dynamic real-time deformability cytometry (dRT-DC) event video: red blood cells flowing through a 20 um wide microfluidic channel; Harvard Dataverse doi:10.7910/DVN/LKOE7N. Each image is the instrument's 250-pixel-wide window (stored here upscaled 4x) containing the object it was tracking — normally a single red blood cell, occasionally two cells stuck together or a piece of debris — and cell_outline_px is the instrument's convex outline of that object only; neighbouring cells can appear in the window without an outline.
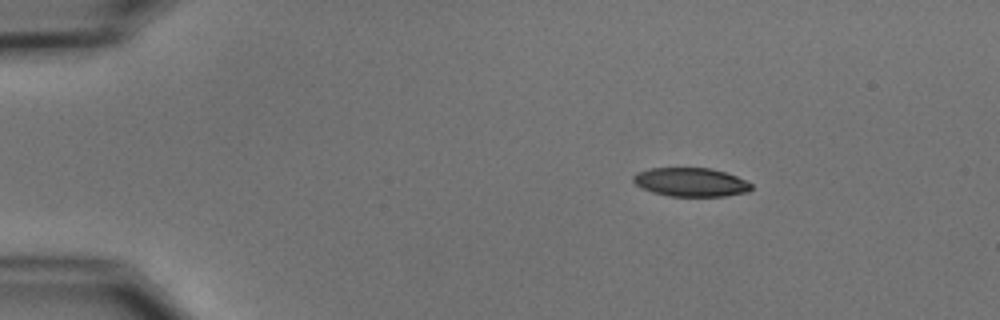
{"species": "common noctule bat (a hibernating species)", "species_latin": "Nyctalus noctula", "temperature_condition": "cold", "stored_images_in_passage": 3, "camera_frame_rate_fps": 3000, "um_per_image_px": 0.085, "animal": {"sex": "male", "body_mass_g": 15.6}, "frame": {"image": 1, "passage_image": 1, "time_ms": 0.0, "image_size_px": [1000, 320], "cell_outline_px": [[752, 188], [748, 192], [724, 196], [668, 196], [652, 192], [636, 184], [632, 180], [632, 176], [636, 172], [648, 168], [708, 168], [724, 172], [736, 176], [752, 184]], "centroid_in_image_um": [58.69, 15.48], "position_along_channel_um": 26.3, "area_um2": 19.71}}